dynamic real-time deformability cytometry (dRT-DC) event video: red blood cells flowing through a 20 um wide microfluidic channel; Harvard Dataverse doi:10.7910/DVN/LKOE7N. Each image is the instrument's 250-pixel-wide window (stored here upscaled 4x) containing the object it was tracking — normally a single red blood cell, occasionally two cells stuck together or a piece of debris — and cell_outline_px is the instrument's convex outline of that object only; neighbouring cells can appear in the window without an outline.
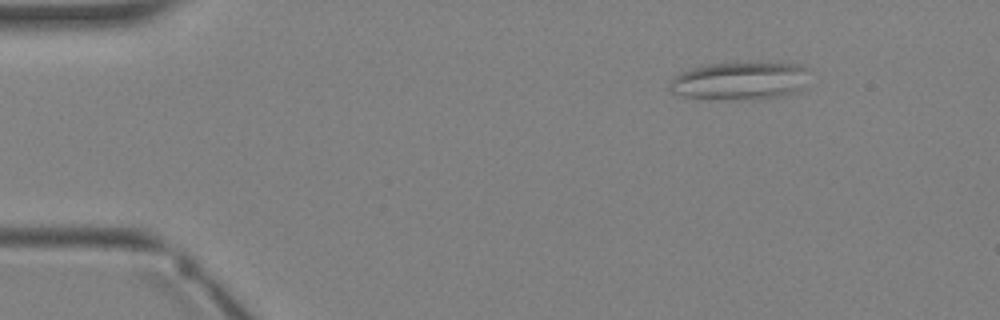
{"species": "Egyptian fruit bat (a non-hibernating species)", "species_latin": "Rousettus aegyptiacus", "temperature_condition": "warm", "stored_images_in_passage": 3, "camera_frame_rate_fps": 3000, "um_per_image_px": 0.085, "animal": {"sex": "female"}, "frame": {"image": 1, "passage_image": 3, "time_ms": 3.333, "image_size_px": [1000, 320], "cell_outline_px": [[804, 68], [800, 88], [792, 92], [780, 96], [756, 100], [732, 100], [684, 96], [672, 92], [668, 88], [668, 84], [680, 72], [692, 68], [708, 64], [768, 60], [800, 64]], "centroid_in_image_um": [62.82, 6.84], "position_along_channel_um": 22.2, "area_um2": 31.1}}